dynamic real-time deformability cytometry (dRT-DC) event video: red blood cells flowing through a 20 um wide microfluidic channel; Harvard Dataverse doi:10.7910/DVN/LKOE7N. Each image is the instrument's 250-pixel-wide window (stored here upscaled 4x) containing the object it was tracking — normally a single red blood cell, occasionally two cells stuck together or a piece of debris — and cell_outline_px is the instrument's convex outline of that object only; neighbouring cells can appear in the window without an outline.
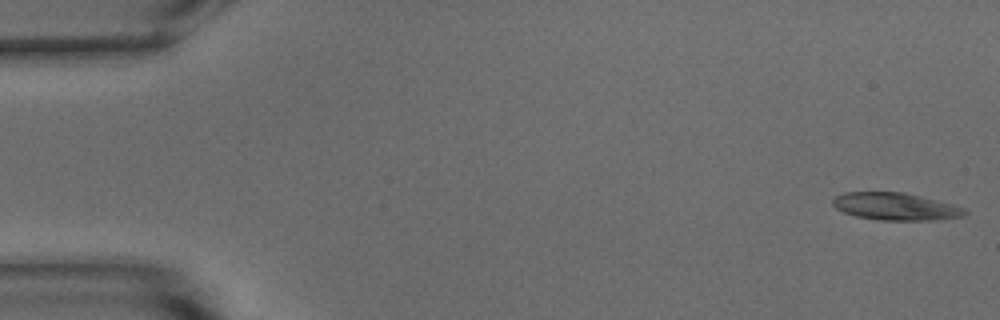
{"species": "common noctule bat (a hibernating species)", "species_latin": "Nyctalus noctula", "temperature_condition": "warm", "stored_images_in_passage": 53, "camera_frame_rate_fps": 3000, "um_per_image_px": 0.085, "animal": {"sex": "male", "body_mass_g": 15.6}, "frame": {"image": 1, "passage_image": 1, "time_ms": 0.0, "image_size_px": [1000, 320], "cell_outline_px": [[968, 212], [964, 216], [932, 220], [880, 220], [856, 216], [844, 212], [836, 208], [832, 204], [832, 200], [836, 196], [844, 192], [904, 192], [952, 204], [964, 208]], "centroid_in_image_um": [76.11, 17.55], "position_along_channel_um": 8.9, "area_um2": 20.92}}
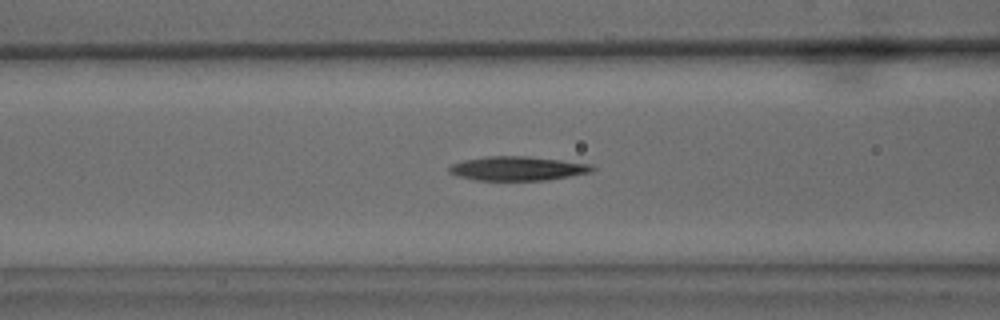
{"frame": {"image": 2, "passage_image": 21, "time_ms": 6.667, "image_size_px": [1000, 320], "cell_outline_px": [[596, 168], [592, 172], [548, 180], [476, 180], [456, 176], [448, 172], [448, 168], [452, 164], [464, 160], [484, 156], [528, 156], [592, 164]], "centroid_in_image_um": [43.99, 14.32], "position_along_channel_um": 122.6, "area_um2": 20.23}}
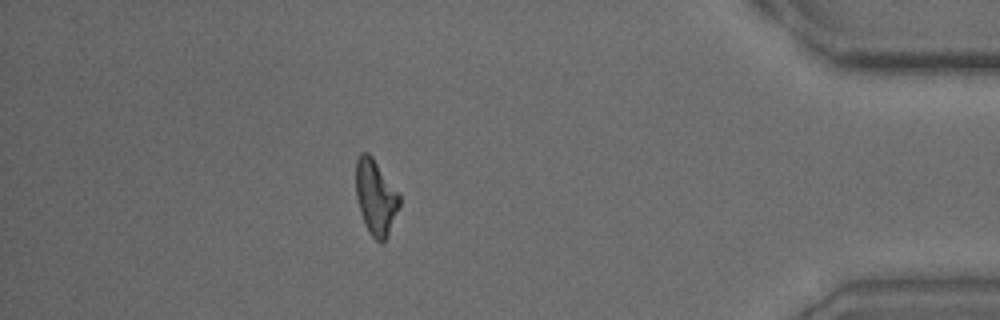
{"frame": {"image": 3, "passage_image": 47, "time_ms": 15.333, "image_size_px": [1000, 320], "cell_outline_px": [[400, 204], [388, 236], [384, 244], [380, 244], [368, 232], [364, 224], [360, 212], [356, 196], [356, 160], [360, 152], [368, 152], [372, 156], [400, 196]], "centroid_in_image_um": [31.92, 16.8], "position_along_channel_um": 403.3, "area_um2": 19.13}, "authors_computed_cell_mechanics": {"area_um2": 20.1144, "velocity_mm_per_s": 3.7271, "shape_relaxation_time_tau1_ms": 9.6881, "shape_relaxation_time_tau2_ms": 7.0907, "deformation_change_tau1": 0.2559, "deformation_change_tau2": 0.2012}}